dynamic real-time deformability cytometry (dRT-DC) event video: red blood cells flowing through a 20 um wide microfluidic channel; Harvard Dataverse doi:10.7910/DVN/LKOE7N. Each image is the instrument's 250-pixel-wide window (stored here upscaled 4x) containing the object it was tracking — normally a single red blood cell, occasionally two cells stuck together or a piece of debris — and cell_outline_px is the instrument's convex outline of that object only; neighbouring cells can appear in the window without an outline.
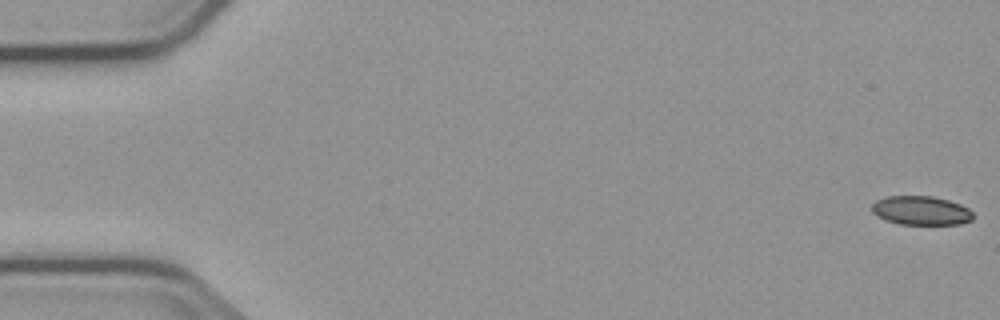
{"species": "common noctule bat (a hibernating species)", "species_latin": "Nyctalus noctula", "temperature_condition": "cold", "stored_images_in_passage": 6, "camera_frame_rate_fps": 3000, "um_per_image_px": 0.085, "animal": {"sex": "male", "body_mass_g": 23.1, "forearm_length_mm": 52.7}, "frame": {"image": 1, "passage_image": 1, "time_ms": 0.0, "image_size_px": [1000, 320], "cell_outline_px": [[976, 216], [972, 220], [960, 224], [900, 224], [884, 220], [876, 216], [872, 212], [872, 204], [876, 200], [888, 196], [932, 196], [948, 200], [960, 204], [968, 208]], "centroid_in_image_um": [78.29, 17.9], "position_along_channel_um": 6.7, "area_um2": 17.22}}